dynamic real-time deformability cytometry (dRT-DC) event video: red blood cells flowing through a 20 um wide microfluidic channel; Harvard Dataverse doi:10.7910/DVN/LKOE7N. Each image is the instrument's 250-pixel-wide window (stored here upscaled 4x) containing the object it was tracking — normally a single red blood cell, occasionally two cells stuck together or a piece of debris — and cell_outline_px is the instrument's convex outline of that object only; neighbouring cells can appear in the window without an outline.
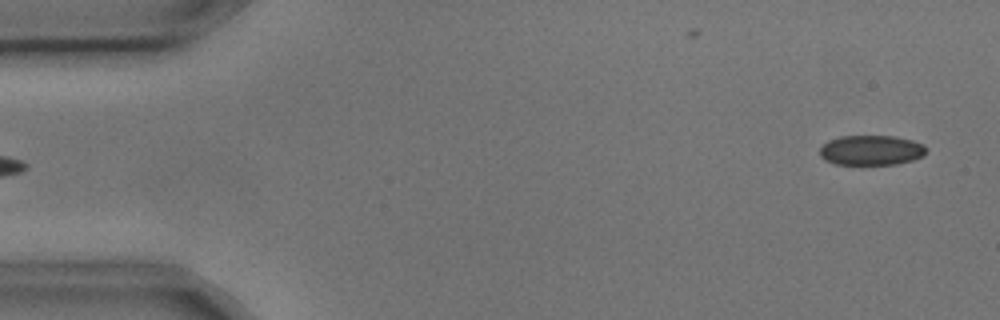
{"species": "common noctule bat (a hibernating species)", "species_latin": "Nyctalus noctula", "temperature_condition": "cold", "stored_images_in_passage": 5, "segment_of_instrument_passage": [2, 2], "camera_frame_rate_fps": 3000, "um_per_image_px": 0.085, "animal": {"sex": "male", "body_mass_g": 17.9, "forearm_length_mm": 54.2}, "frame": {"image": 1, "passage_image": 5, "time_ms": 1.333, "image_size_px": [1000, 320], "cell_outline_px": [[924, 156], [912, 160], [896, 164], [836, 164], [824, 160], [820, 156], [820, 148], [828, 140], [840, 136], [892, 136], [912, 140], [924, 144]], "centroid_in_image_um": [74.03, 12.77], "position_along_channel_um": 11.0, "area_um2": 18.5}}